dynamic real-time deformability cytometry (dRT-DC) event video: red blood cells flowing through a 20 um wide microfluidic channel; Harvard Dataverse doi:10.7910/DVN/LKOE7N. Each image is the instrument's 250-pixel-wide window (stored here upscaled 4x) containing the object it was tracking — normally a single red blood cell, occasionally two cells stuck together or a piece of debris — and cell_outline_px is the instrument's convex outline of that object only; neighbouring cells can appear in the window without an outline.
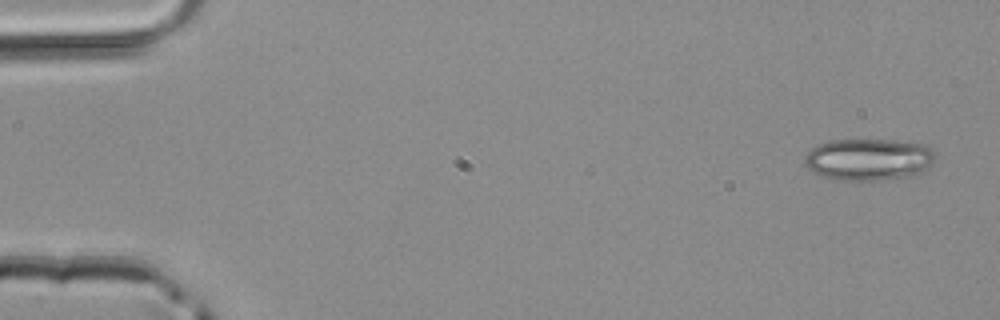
{"species": "common noctule bat (a hibernating species)", "species_latin": "Nyctalus noctula", "temperature_condition": "room temperature", "stored_images_in_passage": 5, "camera_frame_rate_fps": 3000, "um_per_image_px": 0.085, "animal": {"sex": "male", "body_mass_g": 20.4}, "frame": {"image": 1, "passage_image": 1, "time_ms": 0.0, "image_size_px": [1000, 320], "cell_outline_px": [[936, 160], [928, 168], [916, 176], [880, 180], [832, 180], [820, 176], [812, 172], [804, 164], [804, 156], [812, 148], [828, 140], [892, 140], [924, 144], [936, 152]], "centroid_in_image_um": [73.85, 13.57], "position_along_channel_um": 11.1, "area_um2": 32.48}}